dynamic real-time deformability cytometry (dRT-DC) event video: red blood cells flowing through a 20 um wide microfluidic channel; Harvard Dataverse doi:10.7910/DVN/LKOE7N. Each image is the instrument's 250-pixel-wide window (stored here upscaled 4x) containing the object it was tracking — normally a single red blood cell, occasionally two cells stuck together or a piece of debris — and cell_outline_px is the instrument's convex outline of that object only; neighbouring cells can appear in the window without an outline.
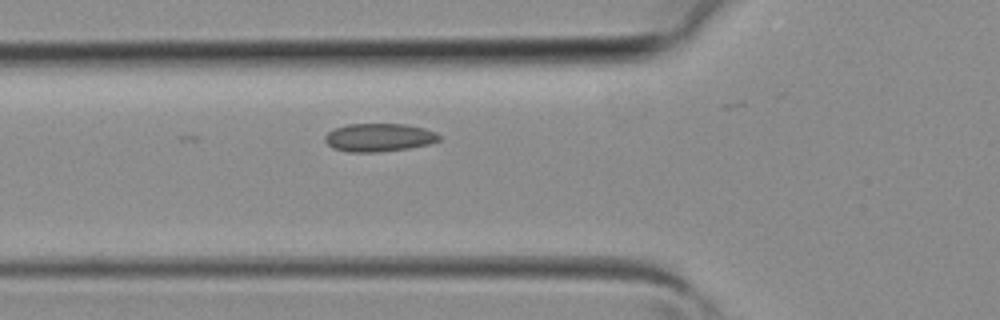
{"species": "common noctule bat (a hibernating species)", "species_latin": "Nyctalus noctula", "temperature_condition": "room temperature", "stored_images_in_passage": 4, "camera_frame_rate_fps": 3000, "um_per_image_px": 0.085, "animal": {"sex": "female", "body_mass_g": 19.3, "forearm_length_mm": 54.1}, "frame": {"image": 1, "passage_image": 4, "time_ms": 1.0, "image_size_px": [1000, 320], "cell_outline_px": [[440, 140], [428, 144], [408, 148], [376, 152], [348, 152], [332, 148], [324, 140], [324, 136], [328, 132], [336, 128], [348, 124], [408, 124], [424, 128], [436, 132], [440, 136]], "centroid_in_image_um": [32.21, 11.68], "position_along_channel_um": 93.6, "area_um2": 18.73}}